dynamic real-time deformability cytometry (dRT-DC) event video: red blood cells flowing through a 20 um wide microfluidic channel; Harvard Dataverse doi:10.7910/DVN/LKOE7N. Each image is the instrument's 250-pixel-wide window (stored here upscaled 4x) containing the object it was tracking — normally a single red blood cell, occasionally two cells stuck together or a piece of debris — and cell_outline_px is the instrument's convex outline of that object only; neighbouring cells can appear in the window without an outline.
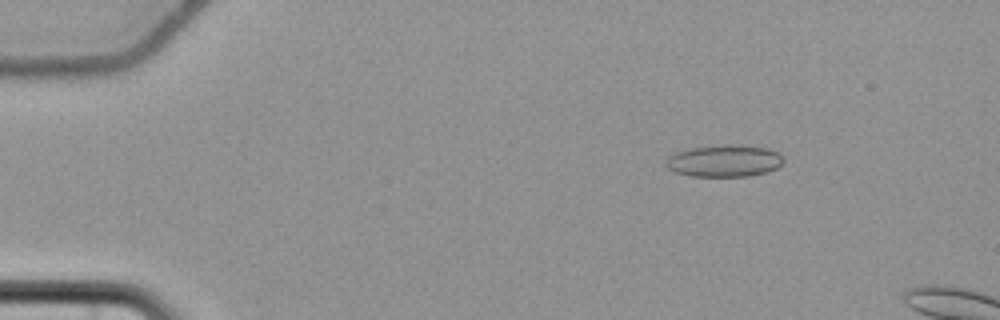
{"species": "common noctule bat (a hibernating species)", "species_latin": "Nyctalus noctula", "temperature_condition": "cold", "stored_images_in_passage": 5, "camera_frame_rate_fps": 3000, "um_per_image_px": 0.085, "animal": {"sex": "female", "body_mass_g": 22.7, "forearm_length_mm": 54.2}, "frame": {"image": 1, "passage_image": 3, "time_ms": 2.333, "image_size_px": [1000, 320], "cell_outline_px": [[784, 164], [768, 172], [748, 176], [692, 176], [676, 172], [668, 168], [664, 164], [668, 156], [676, 152], [688, 148], [720, 144], [744, 144], [768, 148], [776, 152], [784, 160]], "centroid_in_image_um": [61.57, 13.65], "position_along_channel_um": 23.4, "area_um2": 22.25}}